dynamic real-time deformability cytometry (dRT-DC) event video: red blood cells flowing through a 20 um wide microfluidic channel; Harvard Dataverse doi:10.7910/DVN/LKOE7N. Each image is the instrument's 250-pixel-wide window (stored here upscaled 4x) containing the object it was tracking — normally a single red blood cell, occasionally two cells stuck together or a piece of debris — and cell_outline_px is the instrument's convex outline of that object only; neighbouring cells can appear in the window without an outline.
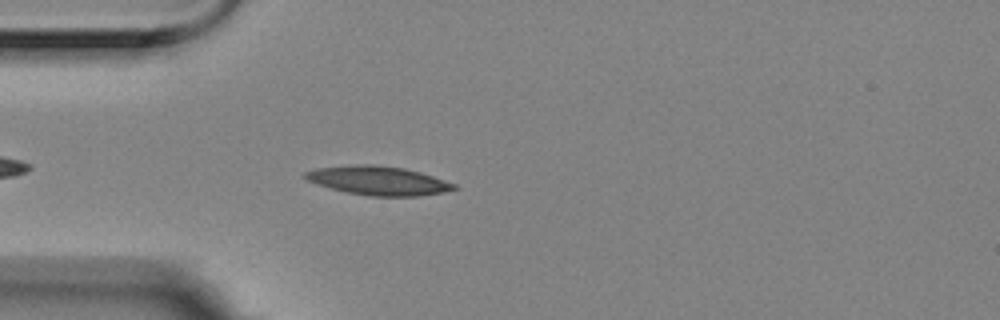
{"species": "Egyptian fruit bat (a non-hibernating species)", "species_latin": "Rousettus aegyptiacus", "temperature_condition": "room temperature", "stored_images_in_passage": 4, "camera_frame_rate_fps": 3000, "um_per_image_px": 0.085, "animal": {"sex": "female"}, "frame": {"image": 1, "passage_image": 4, "time_ms": 1.0, "image_size_px": [1000, 320], "cell_outline_px": [[460, 188], [444, 192], [420, 196], [368, 196], [348, 192], [316, 184], [300, 176], [304, 172], [316, 168], [360, 164], [372, 164], [404, 168], [420, 172], [456, 184]], "centroid_in_image_um": [32.15, 15.35], "position_along_channel_um": 52.8, "area_um2": 25.09}}